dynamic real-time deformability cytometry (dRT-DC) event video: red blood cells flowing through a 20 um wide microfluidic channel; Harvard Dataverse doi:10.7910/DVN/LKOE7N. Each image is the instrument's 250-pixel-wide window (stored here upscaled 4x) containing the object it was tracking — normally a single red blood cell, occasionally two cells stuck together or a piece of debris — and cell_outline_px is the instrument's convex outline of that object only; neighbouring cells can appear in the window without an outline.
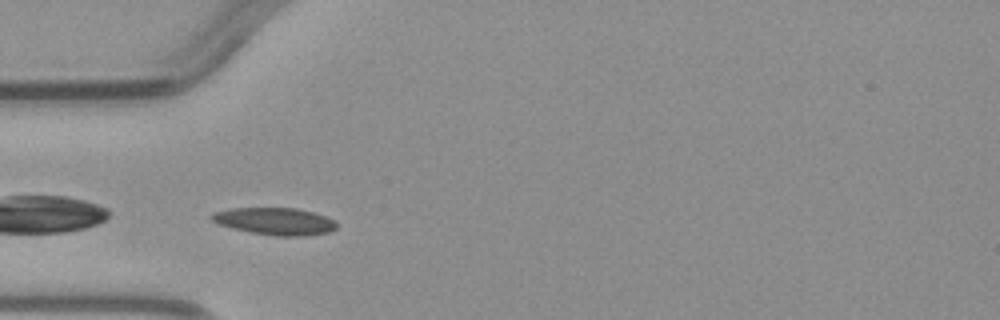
{"species": "common noctule bat (a hibernating species)", "species_latin": "Nyctalus noctula", "temperature_condition": "warm", "stored_images_in_passage": 4, "camera_frame_rate_fps": 3000, "um_per_image_px": 0.085, "animal": {"sex": "male", "body_mass_g": 23.1, "forearm_length_mm": 52.7}, "frame": {"image": 1, "passage_image": 3, "time_ms": 2.333, "image_size_px": [1000, 320], "cell_outline_px": [[336, 228], [328, 232], [304, 236], [276, 236], [248, 232], [232, 228], [220, 224], [212, 220], [208, 216], [212, 212], [232, 208], [296, 208], [312, 212], [336, 220]], "centroid_in_image_um": [23.34, 18.81], "position_along_channel_um": 61.7, "area_um2": 19.83}}
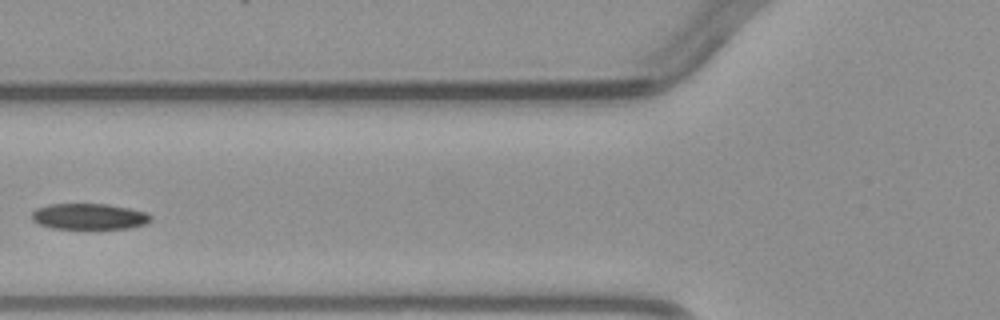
{"frame": {"image": 2, "passage_image": 4, "time_ms": 3.667, "image_size_px": [1000, 320], "cell_outline_px": [[152, 220], [144, 224], [128, 228], [52, 228], [40, 224], [32, 220], [32, 212], [36, 208], [48, 204], [108, 204], [148, 212], [152, 216]], "centroid_in_image_um": [7.59, 18.39], "position_along_channel_um": 118.2, "area_um2": 17.92}}